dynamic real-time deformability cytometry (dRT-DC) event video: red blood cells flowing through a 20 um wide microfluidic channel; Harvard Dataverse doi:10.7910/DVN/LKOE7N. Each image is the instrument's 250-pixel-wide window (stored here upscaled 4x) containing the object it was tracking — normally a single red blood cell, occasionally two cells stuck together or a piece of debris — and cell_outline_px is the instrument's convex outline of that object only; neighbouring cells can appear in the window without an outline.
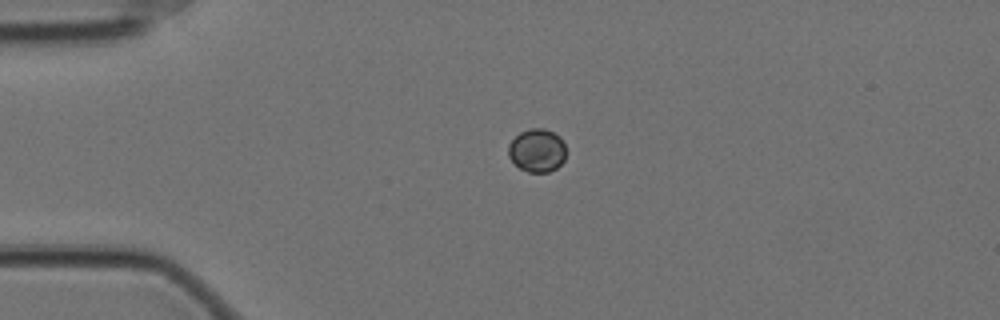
{"species": "Egyptian fruit bat (a non-hibernating species)", "species_latin": "Rousettus aegyptiacus", "temperature_condition": "cold", "stored_images_in_passage": 45, "camera_frame_rate_fps": 3000, "um_per_image_px": 0.085, "animal": {"sex": "female"}, "frame": {"image": 1, "passage_image": 1, "time_ms": 0.0, "image_size_px": [1000, 320], "cell_outline_px": [[564, 160], [556, 168], [548, 172], [528, 172], [520, 168], [508, 156], [508, 144], [520, 132], [532, 128], [544, 128], [560, 136], [564, 144]], "centroid_in_image_um": [45.64, 12.78], "position_along_channel_um": 39.4, "area_um2": 14.39}}
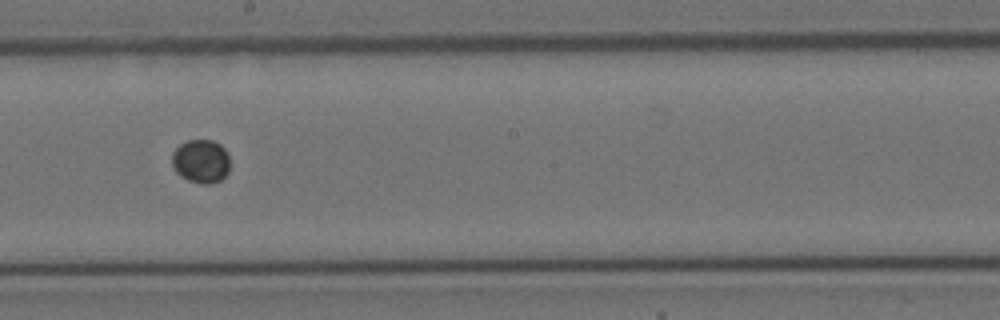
{"frame": {"image": 2, "passage_image": 20, "time_ms": 6.333, "image_size_px": [1000, 320], "cell_outline_px": [[228, 172], [220, 180], [208, 184], [200, 184], [188, 180], [180, 176], [176, 172], [172, 164], [172, 152], [180, 144], [188, 140], [212, 140], [220, 144], [228, 152]], "centroid_in_image_um": [17.07, 13.7], "position_along_channel_um": 231.1, "area_um2": 14.74}}
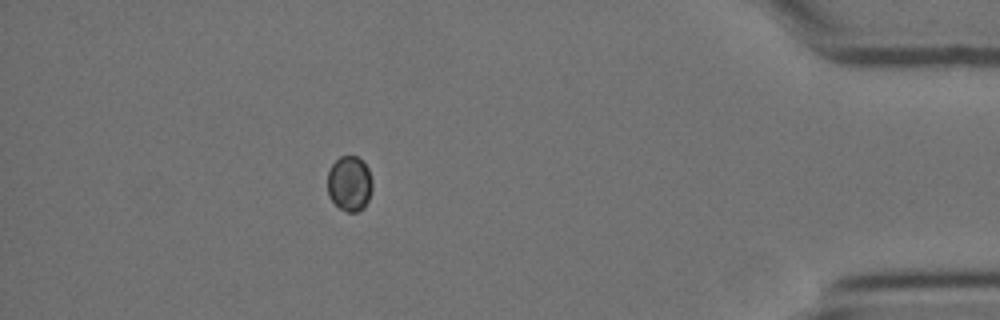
{"frame": {"image": 3, "passage_image": 39, "time_ms": 12.667, "image_size_px": [1000, 320], "cell_outline_px": [[372, 188], [368, 200], [364, 208], [356, 212], [348, 212], [340, 208], [328, 196], [328, 172], [332, 164], [340, 156], [356, 156], [368, 168], [372, 180]], "centroid_in_image_um": [29.71, 15.61], "position_along_channel_um": 405.5, "area_um2": 14.33}}